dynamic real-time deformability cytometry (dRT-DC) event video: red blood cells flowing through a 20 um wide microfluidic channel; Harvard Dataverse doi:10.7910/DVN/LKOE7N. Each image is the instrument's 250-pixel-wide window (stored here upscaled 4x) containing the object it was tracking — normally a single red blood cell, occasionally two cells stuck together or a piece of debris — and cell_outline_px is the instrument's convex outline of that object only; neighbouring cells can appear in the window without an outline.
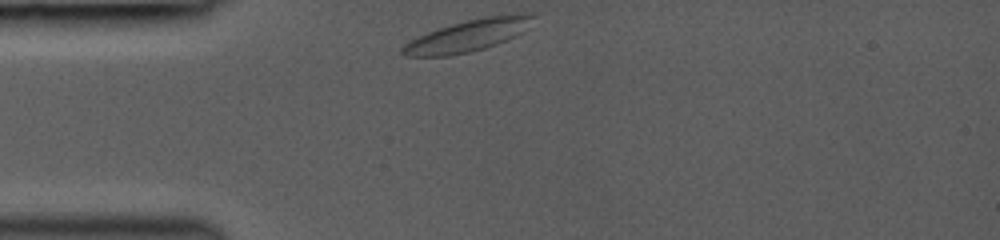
{"species": "common noctule bat (a hibernating species)", "species_latin": "Nyctalus noctula", "temperature_condition": "room temperature", "stored_images_in_passage": 31, "camera_frame_rate_fps": 3000, "um_per_image_px": 0.085, "animal": {"sex": "female", "body_mass_g": 19.0, "forearm_length_mm": 53.3}, "frame": {"image": 1, "passage_image": 1, "time_ms": 0.0, "image_size_px": [1000, 240], "cell_outline_px": [[536, 16], [524, 32], [516, 36], [496, 44], [484, 48], [468, 52], [448, 56], [404, 56], [400, 52], [400, 48], [408, 40], [428, 32], [452, 24], [484, 16], [516, 12], [536, 12]], "centroid_in_image_um": [39.84, 2.99], "position_along_channel_um": 45.2, "area_um2": 24.57}}
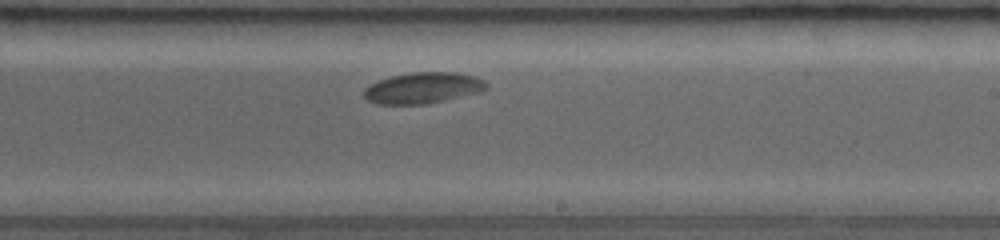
{"frame": {"image": 2, "passage_image": 18, "time_ms": 5.667, "image_size_px": [1000, 240], "cell_outline_px": [[488, 88], [480, 92], [444, 100], [424, 104], [376, 104], [368, 100], [364, 96], [364, 88], [380, 80], [392, 76], [412, 72], [456, 72], [476, 76], [484, 80], [488, 84]], "centroid_in_image_um": [35.99, 7.47], "position_along_channel_um": 253.0, "area_um2": 22.08}}
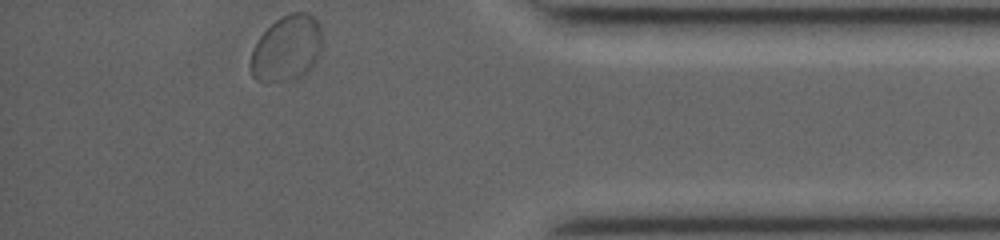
{"frame": {"image": 3, "passage_image": 31, "time_ms": 10.0, "image_size_px": [1000, 240], "cell_outline_px": [[324, 44], [320, 56], [312, 68], [304, 76], [288, 80], [256, 80], [252, 76], [248, 64], [252, 48], [256, 40], [280, 16], [288, 12], [308, 12], [320, 24], [324, 40]], "centroid_in_image_um": [24.41, 4.09], "position_along_channel_um": 410.8, "area_um2": 28.21}, "authors_computed_cell_mechanics": {"area_um2": 22.8888, "velocity_mm_per_s": 3.9965, "shape_relaxation_time_tau1_ms": 3.1553, "shape_relaxation_time_tau2_ms": null, "deformation_change_tau1": 0.0803, "deformation_change_tau2": null}}